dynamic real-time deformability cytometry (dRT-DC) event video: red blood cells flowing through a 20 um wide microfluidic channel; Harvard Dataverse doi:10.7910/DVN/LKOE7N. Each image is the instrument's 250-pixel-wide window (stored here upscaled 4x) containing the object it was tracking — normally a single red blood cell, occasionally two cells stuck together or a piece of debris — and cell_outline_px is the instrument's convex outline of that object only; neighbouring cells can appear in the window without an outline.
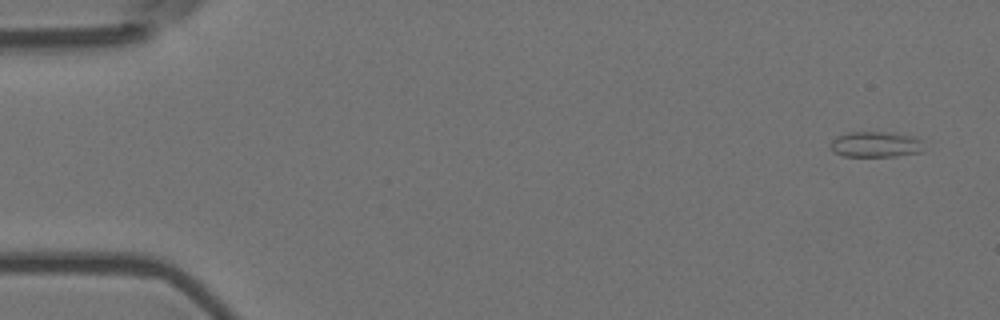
{"species": "Egyptian fruit bat (a non-hibernating species)", "species_latin": "Rousettus aegyptiacus", "temperature_condition": "room temperature", "stored_images_in_passage": 5, "camera_frame_rate_fps": 3000, "um_per_image_px": 0.085, "animal": {"sex": "female"}, "frame": {"image": 1, "passage_image": 1, "time_ms": 0.0, "image_size_px": [1000, 320], "cell_outline_px": [[924, 152], [896, 156], [844, 156], [836, 152], [832, 148], [832, 140], [836, 136], [848, 132], [884, 132], [912, 136], [920, 140]], "centroid_in_image_um": [74.45, 12.27], "position_along_channel_um": 10.6, "area_um2": 13.76}}
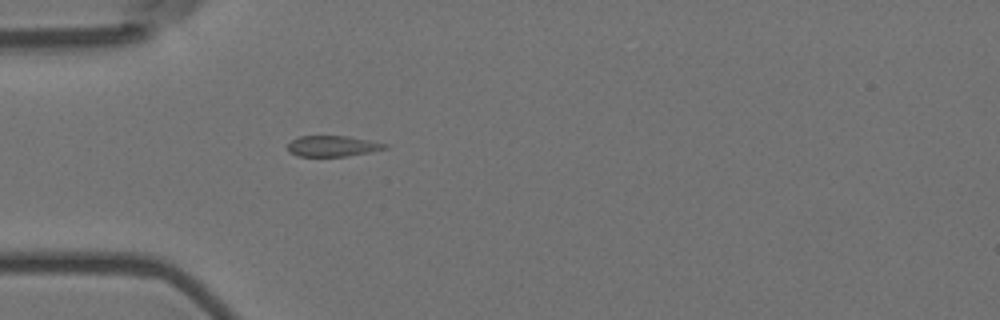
{"frame": {"image": 2, "passage_image": 5, "time_ms": 1.333, "image_size_px": [1000, 320], "cell_outline_px": [[388, 148], [372, 152], [344, 156], [296, 156], [288, 152], [288, 144], [292, 140], [300, 136], [348, 136], [388, 144]], "centroid_in_image_um": [28.27, 12.42], "position_along_channel_um": 56.7, "area_um2": 11.79}}